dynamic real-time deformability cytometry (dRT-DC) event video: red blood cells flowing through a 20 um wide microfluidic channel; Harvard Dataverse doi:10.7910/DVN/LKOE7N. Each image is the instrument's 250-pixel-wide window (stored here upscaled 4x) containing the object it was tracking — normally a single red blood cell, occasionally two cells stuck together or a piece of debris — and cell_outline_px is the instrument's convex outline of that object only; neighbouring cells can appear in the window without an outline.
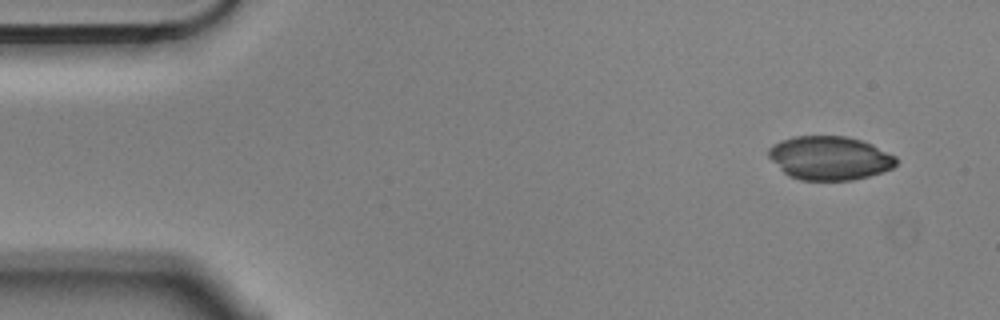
{"species": "Egyptian fruit bat (a non-hibernating species)", "species_latin": "Rousettus aegyptiacus", "temperature_condition": "cold", "stored_images_in_passage": 5, "segment_of_instrument_passage": [1, 2], "camera_frame_rate_fps": 3000, "um_per_image_px": 0.085, "animal": {"sex": "male"}, "frame": {"image": 1, "passage_image": 1, "time_ms": 0.0, "image_size_px": [1000, 320], "cell_outline_px": [[896, 164], [892, 168], [868, 176], [852, 180], [800, 180], [784, 172], [768, 156], [768, 148], [772, 144], [780, 140], [796, 136], [848, 136], [872, 144], [896, 156]], "centroid_in_image_um": [70.51, 13.42], "position_along_channel_um": 14.5, "area_um2": 32.37}}